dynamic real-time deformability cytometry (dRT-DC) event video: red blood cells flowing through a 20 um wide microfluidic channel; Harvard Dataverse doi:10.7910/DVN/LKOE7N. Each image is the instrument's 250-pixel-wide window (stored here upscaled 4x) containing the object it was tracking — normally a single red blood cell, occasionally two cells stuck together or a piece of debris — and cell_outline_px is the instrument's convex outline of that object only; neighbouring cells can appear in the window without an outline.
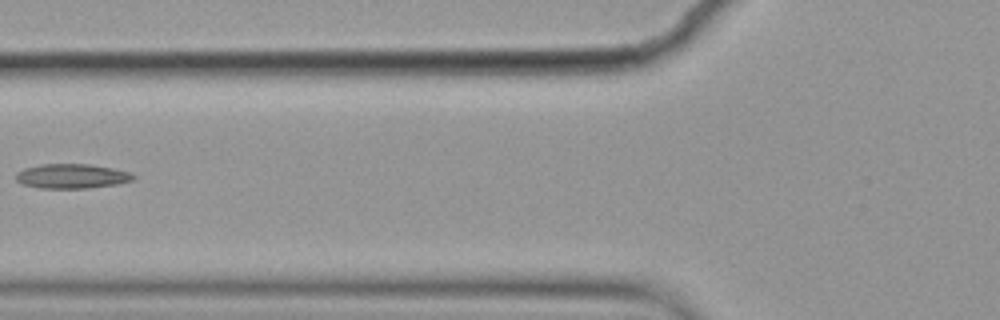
{"species": "common noctule bat (a hibernating species)", "species_latin": "Nyctalus noctula", "temperature_condition": "cold", "stored_images_in_passage": 6, "camera_frame_rate_fps": 3000, "um_per_image_px": 0.085, "animal": {"sex": "female", "body_mass_g": 19.9}, "frame": {"image": 1, "passage_image": 6, "time_ms": 1.667, "image_size_px": [1000, 320], "cell_outline_px": [[136, 176], [132, 180], [116, 184], [84, 188], [40, 188], [24, 184], [16, 180], [16, 172], [24, 168], [40, 164], [88, 164], [112, 168], [132, 172]], "centroid_in_image_um": [6.1, 14.96], "position_along_channel_um": 119.7, "area_um2": 16.7}}